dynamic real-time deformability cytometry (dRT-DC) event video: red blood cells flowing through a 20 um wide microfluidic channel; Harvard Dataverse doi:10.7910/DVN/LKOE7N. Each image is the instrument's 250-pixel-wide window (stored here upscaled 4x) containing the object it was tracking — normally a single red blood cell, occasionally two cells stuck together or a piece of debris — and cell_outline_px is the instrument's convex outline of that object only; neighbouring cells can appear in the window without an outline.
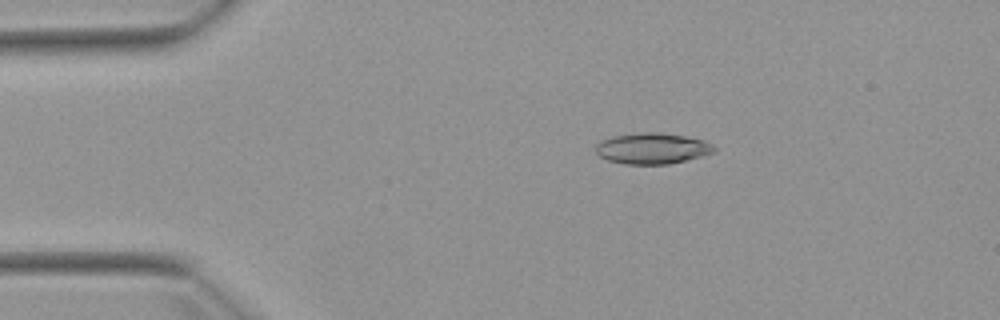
{"species": "Egyptian fruit bat (a non-hibernating species)", "species_latin": "Rousettus aegyptiacus", "temperature_condition": "warm", "stored_images_in_passage": 7, "camera_frame_rate_fps": 3000, "um_per_image_px": 0.085, "animal": {"sex": "female"}, "frame": {"image": 1, "passage_image": 2, "time_ms": 2.0, "image_size_px": [1000, 320], "cell_outline_px": [[716, 152], [668, 164], [624, 164], [608, 160], [600, 156], [596, 152], [596, 144], [612, 136], [640, 132], [656, 132], [684, 136], [704, 140], [712, 144], [716, 148]], "centroid_in_image_um": [55.45, 12.61], "position_along_channel_um": 29.6, "area_um2": 21.21}}
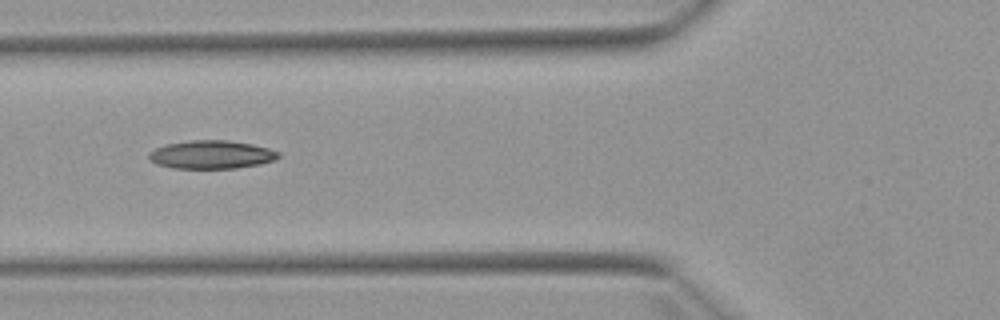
{"frame": {"image": 2, "passage_image": 5, "time_ms": 5.333, "image_size_px": [1000, 320], "cell_outline_px": [[280, 156], [272, 160], [260, 164], [236, 168], [172, 168], [156, 164], [148, 160], [148, 152], [156, 148], [168, 144], [188, 140], [228, 140], [252, 144], [268, 148], [280, 152]], "centroid_in_image_um": [17.94, 13.14], "position_along_channel_um": 107.9, "area_um2": 21.39}}
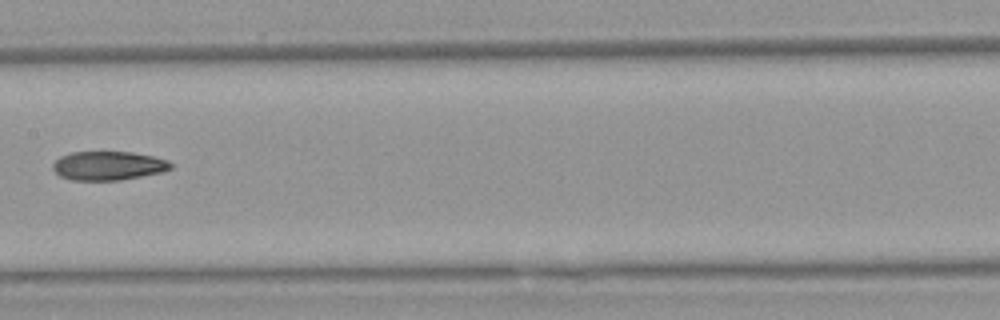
{"frame": {"image": 3, "passage_image": 7, "time_ms": 7.667, "image_size_px": [1000, 320], "cell_outline_px": [[172, 168], [160, 172], [120, 180], [72, 180], [60, 176], [52, 168], [52, 164], [60, 156], [72, 152], [132, 152], [152, 156], [168, 160], [172, 164]], "centroid_in_image_um": [9.18, 14.08], "position_along_channel_um": 198.2, "area_um2": 19.71}}